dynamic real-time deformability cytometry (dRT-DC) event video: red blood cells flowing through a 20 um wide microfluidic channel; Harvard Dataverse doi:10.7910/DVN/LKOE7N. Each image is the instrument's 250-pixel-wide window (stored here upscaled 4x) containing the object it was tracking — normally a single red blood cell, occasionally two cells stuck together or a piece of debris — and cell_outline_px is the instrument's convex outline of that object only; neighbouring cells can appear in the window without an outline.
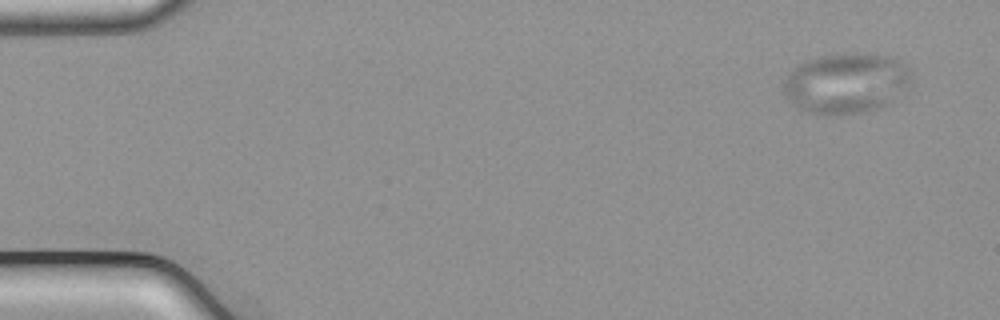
{"species": "common noctule bat (a hibernating species)", "species_latin": "Nyctalus noctula", "temperature_condition": "cold", "stored_images_in_passage": 51, "camera_frame_rate_fps": 3000, "um_per_image_px": 0.085, "animal": {"sex": "male", "body_mass_g": 21.5, "forearm_length_mm": 52.0}, "frame": {"image": 1, "passage_image": 1, "time_ms": 0.0, "image_size_px": [1000, 320], "cell_outline_px": [[912, 84], [888, 104], [880, 108], [860, 112], [828, 116], [804, 112], [792, 104], [788, 100], [784, 92], [784, 80], [788, 72], [792, 68], [808, 60], [820, 56], [852, 52], [856, 52], [900, 56], [908, 68], [912, 76]], "centroid_in_image_um": [71.96, 7.05], "position_along_channel_um": 13.0, "area_um2": 46.07}}
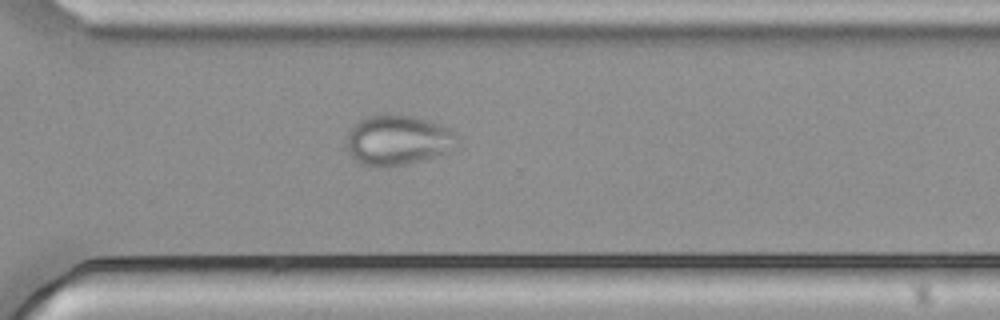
{"frame": {"image": 2, "passage_image": 36, "time_ms": 11.667, "image_size_px": [1000, 320], "cell_outline_px": [[460, 148], [408, 164], [392, 168], [372, 168], [360, 164], [348, 152], [344, 144], [348, 132], [360, 120], [368, 116], [384, 112], [392, 112], [416, 116], [428, 120], [448, 128], [460, 140]], "centroid_in_image_um": [33.8, 11.92], "position_along_channel_um": 336.8, "area_um2": 33.52}}
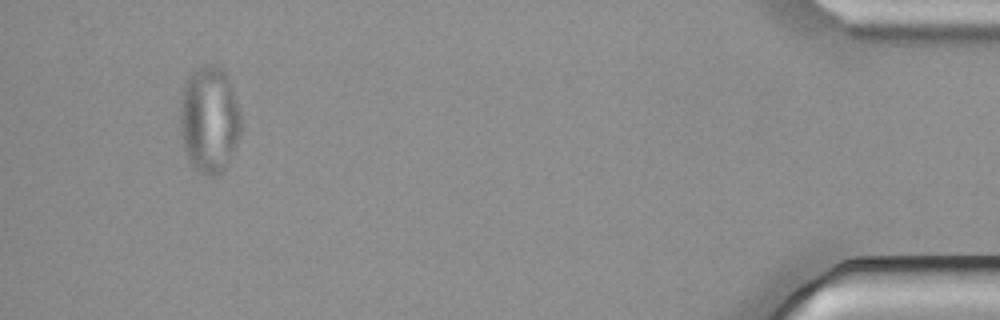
{"frame": {"image": 3, "passage_image": 48, "time_ms": 15.667, "image_size_px": [1000, 320], "cell_outline_px": [[240, 132], [224, 168], [216, 176], [208, 176], [200, 172], [188, 160], [184, 148], [180, 132], [180, 100], [188, 72], [204, 64], [216, 64], [224, 68], [228, 76], [232, 88], [240, 116]], "centroid_in_image_um": [17.75, 10.09], "position_along_channel_um": 417.5, "area_um2": 37.86}}